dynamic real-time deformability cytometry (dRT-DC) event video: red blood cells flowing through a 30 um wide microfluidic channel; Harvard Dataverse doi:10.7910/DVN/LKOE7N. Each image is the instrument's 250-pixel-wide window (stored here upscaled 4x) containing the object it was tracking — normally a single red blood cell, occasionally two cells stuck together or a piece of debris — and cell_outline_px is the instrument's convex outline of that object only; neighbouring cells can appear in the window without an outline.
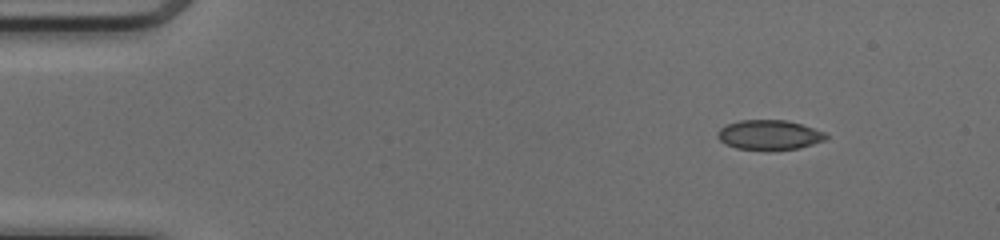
{"species": "common noctule bat (a hibernating species)", "species_latin": "Nyctalus noctula", "temperature_condition": "cold", "stored_images_in_passage": 45, "camera_frame_rate_fps": 3000, "um_per_image_px": 0.085, "animal": {"sex": "female", "body_mass_g": 17.0, "forearm_length_mm": 48.0}, "frame": {"image": 1, "passage_image": 1, "time_ms": 0.0, "image_size_px": [1000, 240], "cell_outline_px": [[828, 136], [824, 140], [800, 148], [736, 148], [724, 144], [716, 136], [716, 132], [724, 124], [740, 120], [788, 120], [824, 132]], "centroid_in_image_um": [65.32, 11.43], "position_along_channel_um": 19.7, "area_um2": 18.38}}
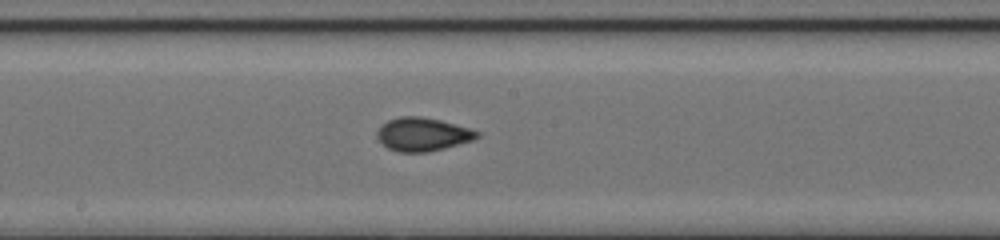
{"frame": {"image": 2, "passage_image": 22, "time_ms": 7.0, "image_size_px": [1000, 240], "cell_outline_px": [[480, 136], [472, 140], [444, 148], [428, 152], [400, 152], [388, 148], [376, 136], [376, 132], [388, 120], [400, 116], [420, 116], [440, 120], [468, 128], [480, 132]], "centroid_in_image_um": [35.92, 11.41], "position_along_channel_um": 212.3, "area_um2": 19.19}}
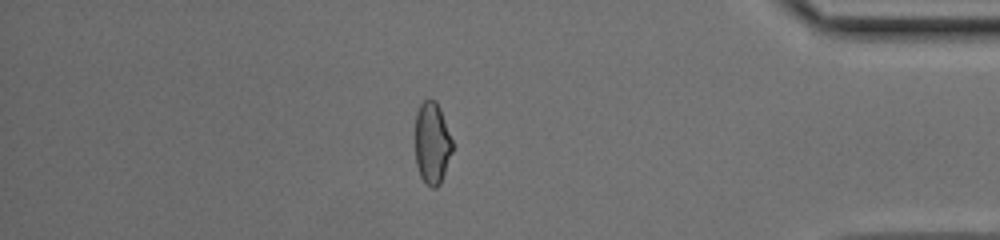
{"frame": {"image": 3, "passage_image": 38, "time_ms": 12.333, "image_size_px": [1000, 240], "cell_outline_px": [[452, 152], [440, 184], [436, 188], [432, 188], [420, 176], [416, 164], [416, 112], [420, 104], [428, 96], [436, 100], [440, 108], [452, 140]], "centroid_in_image_um": [36.72, 12.12], "position_along_channel_um": 398.5, "area_um2": 17.74}, "authors_computed_cell_mechanics": {"area_um2": 18.6116, "velocity_mm_per_s": 4.1513, "shape_relaxation_time_tau1_ms": 7.6631, "shape_relaxation_time_tau2_ms": 1.8878, "deformation_change_tau1": 0.1676, "deformation_change_tau2": 0.0668}}